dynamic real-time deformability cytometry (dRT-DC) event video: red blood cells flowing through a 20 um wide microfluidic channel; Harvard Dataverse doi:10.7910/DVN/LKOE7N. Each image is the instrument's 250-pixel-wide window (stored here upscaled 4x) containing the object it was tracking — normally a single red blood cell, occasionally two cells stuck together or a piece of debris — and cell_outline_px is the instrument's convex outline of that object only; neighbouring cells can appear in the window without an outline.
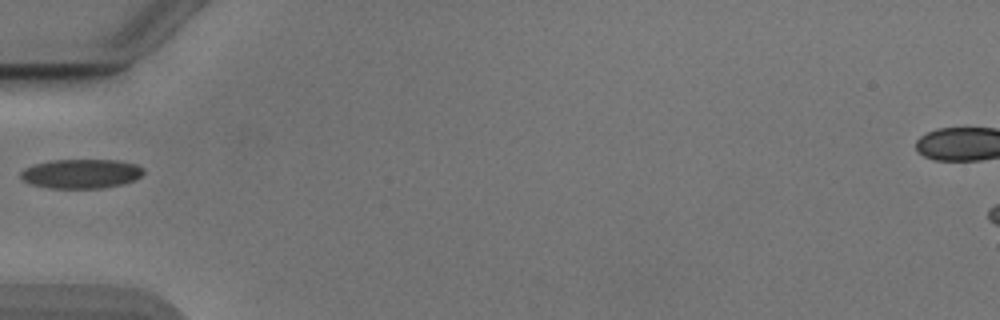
{"species": "Egyptian fruit bat (a non-hibernating species)", "species_latin": "Rousettus aegyptiacus", "temperature_condition": "cold", "stored_images_in_passage": 35, "camera_frame_rate_fps": 3000, "um_per_image_px": 0.085, "animal": {"sex": "male"}, "frame": {"image": 1, "passage_image": 1, "time_ms": 0.0, "image_size_px": [1000, 320], "cell_outline_px": [[144, 172], [136, 180], [104, 188], [48, 188], [32, 184], [24, 180], [20, 176], [20, 172], [24, 168], [32, 164], [52, 160], [116, 160], [136, 164], [144, 168]], "centroid_in_image_um": [6.89, 14.76], "position_along_channel_um": 78.1, "area_um2": 21.04}}
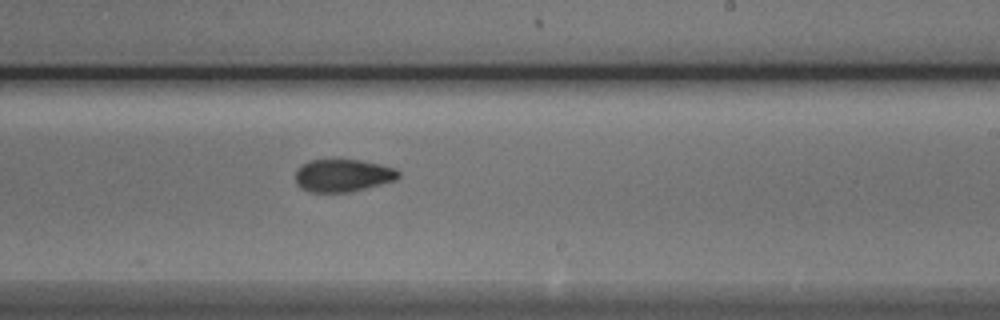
{"frame": {"image": 2, "passage_image": 15, "time_ms": 4.667, "image_size_px": [1000, 320], "cell_outline_px": [[400, 176], [396, 180], [348, 192], [308, 192], [300, 188], [296, 184], [296, 172], [308, 160], [360, 160], [380, 164], [396, 168], [400, 172]], "centroid_in_image_um": [29.15, 14.92], "position_along_channel_um": 259.8, "area_um2": 19.48}}
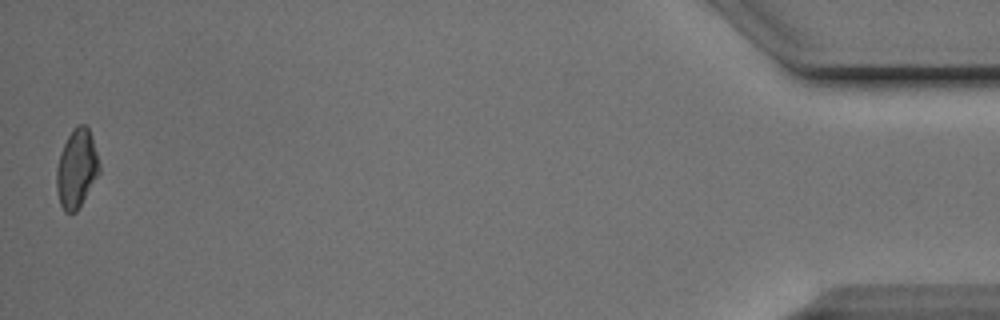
{"frame": {"image": 3, "passage_image": 35, "time_ms": 11.333, "image_size_px": [1000, 320], "cell_outline_px": [[100, 172], [76, 212], [64, 212], [60, 204], [56, 188], [56, 168], [60, 152], [72, 128], [80, 124], [84, 124], [88, 128], [100, 164]], "centroid_in_image_um": [6.49, 14.34], "position_along_channel_um": 428.7, "area_um2": 19.42}}